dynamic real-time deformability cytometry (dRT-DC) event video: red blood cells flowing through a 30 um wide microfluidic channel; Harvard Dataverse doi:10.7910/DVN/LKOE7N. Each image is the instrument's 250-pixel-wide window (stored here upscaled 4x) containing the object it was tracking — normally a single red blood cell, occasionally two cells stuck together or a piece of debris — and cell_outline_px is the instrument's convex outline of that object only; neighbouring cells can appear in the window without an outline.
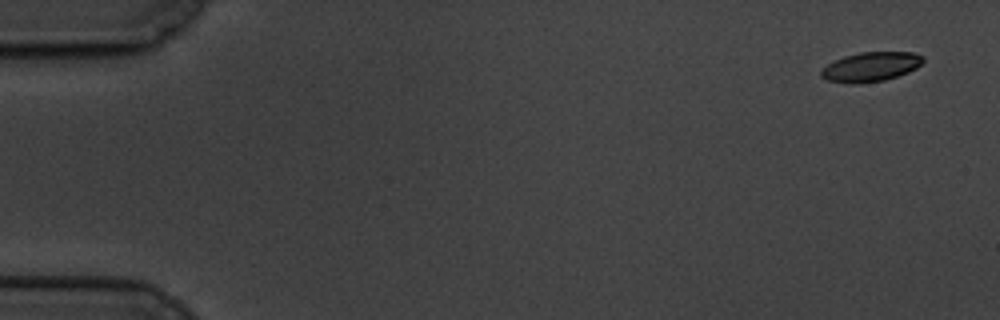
{"species": "common noctule bat (a hibernating species)", "species_latin": "Nyctalus noctula", "temperature_condition": "cold", "stored_images_in_passage": 3, "camera_frame_rate_fps": 3000, "um_per_image_px": 0.085, "animal": {"sex": "male", "body_mass_g": 19.5, "forearm_length_mm": 54.6}, "frame": {"image": 1, "passage_image": 1, "time_ms": 0.0, "image_size_px": [1000, 320], "cell_outline_px": [[924, 60], [916, 68], [908, 72], [884, 80], [856, 84], [852, 84], [828, 80], [820, 76], [820, 72], [828, 64], [844, 56], [860, 52], [912, 52], [924, 56]], "centroid_in_image_um": [74.02, 5.67], "position_along_channel_um": 11.0, "area_um2": 17.34}}